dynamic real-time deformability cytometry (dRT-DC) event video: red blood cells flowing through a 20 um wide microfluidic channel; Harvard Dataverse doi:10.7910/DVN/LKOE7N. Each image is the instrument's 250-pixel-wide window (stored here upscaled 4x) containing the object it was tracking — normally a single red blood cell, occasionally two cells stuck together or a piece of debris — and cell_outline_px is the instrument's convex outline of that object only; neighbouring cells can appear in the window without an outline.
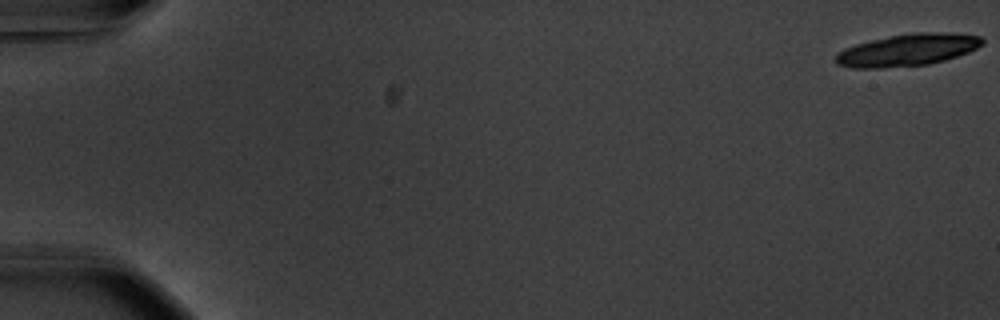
{"species": "common noctule bat (a hibernating species)", "species_latin": "Nyctalus noctula", "temperature_condition": "warm", "stored_images_in_passage": 21, "camera_frame_rate_fps": 3000, "um_per_image_px": 0.085, "animal": {"sex": "male", "body_mass_g": 20.1, "forearm_length_mm": 53.5}, "frame": {"image": 1, "passage_image": 1, "time_ms": 0.0, "image_size_px": [1000, 320], "cell_outline_px": [[984, 44], [968, 52], [944, 60], [928, 64], [880, 68], [852, 68], [836, 64], [836, 52], [844, 48], [856, 44], [888, 36], [912, 32], [948, 32], [980, 36], [984, 40]], "centroid_in_image_um": [77.13, 4.24], "position_along_channel_um": 7.9, "area_um2": 27.4}}